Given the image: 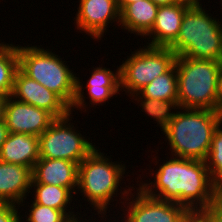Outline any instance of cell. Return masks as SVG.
<instances>
[{
  "instance_id": "obj_31",
  "label": "cell",
  "mask_w": 222,
  "mask_h": 222,
  "mask_svg": "<svg viewBox=\"0 0 222 222\" xmlns=\"http://www.w3.org/2000/svg\"><path fill=\"white\" fill-rule=\"evenodd\" d=\"M151 1L158 6H161V5H169V4L177 3L180 0H151Z\"/></svg>"
},
{
  "instance_id": "obj_8",
  "label": "cell",
  "mask_w": 222,
  "mask_h": 222,
  "mask_svg": "<svg viewBox=\"0 0 222 222\" xmlns=\"http://www.w3.org/2000/svg\"><path fill=\"white\" fill-rule=\"evenodd\" d=\"M71 115L72 112L56 118L39 136L40 158L66 159L79 164L97 147L76 130L70 122Z\"/></svg>"
},
{
  "instance_id": "obj_15",
  "label": "cell",
  "mask_w": 222,
  "mask_h": 222,
  "mask_svg": "<svg viewBox=\"0 0 222 222\" xmlns=\"http://www.w3.org/2000/svg\"><path fill=\"white\" fill-rule=\"evenodd\" d=\"M31 183L66 187L78 195V164L66 159L40 158L33 167Z\"/></svg>"
},
{
  "instance_id": "obj_11",
  "label": "cell",
  "mask_w": 222,
  "mask_h": 222,
  "mask_svg": "<svg viewBox=\"0 0 222 222\" xmlns=\"http://www.w3.org/2000/svg\"><path fill=\"white\" fill-rule=\"evenodd\" d=\"M76 17L73 18L76 28L91 38L100 40L106 35L107 25L120 24V10L117 0H79Z\"/></svg>"
},
{
  "instance_id": "obj_20",
  "label": "cell",
  "mask_w": 222,
  "mask_h": 222,
  "mask_svg": "<svg viewBox=\"0 0 222 222\" xmlns=\"http://www.w3.org/2000/svg\"><path fill=\"white\" fill-rule=\"evenodd\" d=\"M19 69L18 46L0 43V94L11 96L14 78Z\"/></svg>"
},
{
  "instance_id": "obj_19",
  "label": "cell",
  "mask_w": 222,
  "mask_h": 222,
  "mask_svg": "<svg viewBox=\"0 0 222 222\" xmlns=\"http://www.w3.org/2000/svg\"><path fill=\"white\" fill-rule=\"evenodd\" d=\"M30 188L31 190L34 188L33 193L35 194H33V201L35 203L62 210L68 217L80 215L78 211L76 212L77 214L72 210L69 211L71 209L69 205L72 204L71 202L74 199L73 196L75 197L74 193L69 188L40 183H31Z\"/></svg>"
},
{
  "instance_id": "obj_4",
  "label": "cell",
  "mask_w": 222,
  "mask_h": 222,
  "mask_svg": "<svg viewBox=\"0 0 222 222\" xmlns=\"http://www.w3.org/2000/svg\"><path fill=\"white\" fill-rule=\"evenodd\" d=\"M222 61L177 56L179 108L219 111V75Z\"/></svg>"
},
{
  "instance_id": "obj_9",
  "label": "cell",
  "mask_w": 222,
  "mask_h": 222,
  "mask_svg": "<svg viewBox=\"0 0 222 222\" xmlns=\"http://www.w3.org/2000/svg\"><path fill=\"white\" fill-rule=\"evenodd\" d=\"M135 192L136 194L131 191L130 198L124 200L125 202L119 201L123 205L121 207H124L121 215H125L120 217V222H199V219L181 204L151 197L139 187Z\"/></svg>"
},
{
  "instance_id": "obj_12",
  "label": "cell",
  "mask_w": 222,
  "mask_h": 222,
  "mask_svg": "<svg viewBox=\"0 0 222 222\" xmlns=\"http://www.w3.org/2000/svg\"><path fill=\"white\" fill-rule=\"evenodd\" d=\"M56 118L47 110L7 97L4 121L9 133L40 136Z\"/></svg>"
},
{
  "instance_id": "obj_28",
  "label": "cell",
  "mask_w": 222,
  "mask_h": 222,
  "mask_svg": "<svg viewBox=\"0 0 222 222\" xmlns=\"http://www.w3.org/2000/svg\"><path fill=\"white\" fill-rule=\"evenodd\" d=\"M219 111L222 113V65L219 75Z\"/></svg>"
},
{
  "instance_id": "obj_17",
  "label": "cell",
  "mask_w": 222,
  "mask_h": 222,
  "mask_svg": "<svg viewBox=\"0 0 222 222\" xmlns=\"http://www.w3.org/2000/svg\"><path fill=\"white\" fill-rule=\"evenodd\" d=\"M39 159V137L36 135L9 133L0 150V161L32 170Z\"/></svg>"
},
{
  "instance_id": "obj_7",
  "label": "cell",
  "mask_w": 222,
  "mask_h": 222,
  "mask_svg": "<svg viewBox=\"0 0 222 222\" xmlns=\"http://www.w3.org/2000/svg\"><path fill=\"white\" fill-rule=\"evenodd\" d=\"M130 55L120 65V90L130 97L156 77L168 72L175 65L177 57L169 47L148 45L139 47Z\"/></svg>"
},
{
  "instance_id": "obj_21",
  "label": "cell",
  "mask_w": 222,
  "mask_h": 222,
  "mask_svg": "<svg viewBox=\"0 0 222 222\" xmlns=\"http://www.w3.org/2000/svg\"><path fill=\"white\" fill-rule=\"evenodd\" d=\"M142 97L177 101V71L174 65L168 72L156 77L138 92Z\"/></svg>"
},
{
  "instance_id": "obj_3",
  "label": "cell",
  "mask_w": 222,
  "mask_h": 222,
  "mask_svg": "<svg viewBox=\"0 0 222 222\" xmlns=\"http://www.w3.org/2000/svg\"><path fill=\"white\" fill-rule=\"evenodd\" d=\"M180 109L162 130L170 146L169 155L205 161L214 132L222 123V113L208 109Z\"/></svg>"
},
{
  "instance_id": "obj_33",
  "label": "cell",
  "mask_w": 222,
  "mask_h": 222,
  "mask_svg": "<svg viewBox=\"0 0 222 222\" xmlns=\"http://www.w3.org/2000/svg\"><path fill=\"white\" fill-rule=\"evenodd\" d=\"M180 1H185V2H188V3L192 4V5L203 4V3L200 2L201 0H180Z\"/></svg>"
},
{
  "instance_id": "obj_30",
  "label": "cell",
  "mask_w": 222,
  "mask_h": 222,
  "mask_svg": "<svg viewBox=\"0 0 222 222\" xmlns=\"http://www.w3.org/2000/svg\"><path fill=\"white\" fill-rule=\"evenodd\" d=\"M136 1L139 0H117V5L121 12L128 4L134 3Z\"/></svg>"
},
{
  "instance_id": "obj_6",
  "label": "cell",
  "mask_w": 222,
  "mask_h": 222,
  "mask_svg": "<svg viewBox=\"0 0 222 222\" xmlns=\"http://www.w3.org/2000/svg\"><path fill=\"white\" fill-rule=\"evenodd\" d=\"M44 49L40 46L18 45L19 69L57 94L71 108L75 99L77 75L60 55L58 57L52 50Z\"/></svg>"
},
{
  "instance_id": "obj_14",
  "label": "cell",
  "mask_w": 222,
  "mask_h": 222,
  "mask_svg": "<svg viewBox=\"0 0 222 222\" xmlns=\"http://www.w3.org/2000/svg\"><path fill=\"white\" fill-rule=\"evenodd\" d=\"M192 4L179 1L169 5H161L157 11L152 29L144 36L152 47H169L177 38L185 12ZM151 39V40H150Z\"/></svg>"
},
{
  "instance_id": "obj_32",
  "label": "cell",
  "mask_w": 222,
  "mask_h": 222,
  "mask_svg": "<svg viewBox=\"0 0 222 222\" xmlns=\"http://www.w3.org/2000/svg\"><path fill=\"white\" fill-rule=\"evenodd\" d=\"M81 218L83 219V216L80 215L79 216H72V217H68L64 222H82L83 220H81Z\"/></svg>"
},
{
  "instance_id": "obj_1",
  "label": "cell",
  "mask_w": 222,
  "mask_h": 222,
  "mask_svg": "<svg viewBox=\"0 0 222 222\" xmlns=\"http://www.w3.org/2000/svg\"><path fill=\"white\" fill-rule=\"evenodd\" d=\"M166 159L160 162L159 169L150 170L154 182L150 178L149 183L140 180L137 186L151 197L185 206L200 219L222 198L206 162L175 156Z\"/></svg>"
},
{
  "instance_id": "obj_22",
  "label": "cell",
  "mask_w": 222,
  "mask_h": 222,
  "mask_svg": "<svg viewBox=\"0 0 222 222\" xmlns=\"http://www.w3.org/2000/svg\"><path fill=\"white\" fill-rule=\"evenodd\" d=\"M131 97L137 101V104L140 103L139 106L142 108L141 111L143 110L147 116H150L154 121H157L155 123L160 126L161 131L174 118L176 112L173 110L180 109L178 101L146 98L142 97L139 93H135Z\"/></svg>"
},
{
  "instance_id": "obj_5",
  "label": "cell",
  "mask_w": 222,
  "mask_h": 222,
  "mask_svg": "<svg viewBox=\"0 0 222 222\" xmlns=\"http://www.w3.org/2000/svg\"><path fill=\"white\" fill-rule=\"evenodd\" d=\"M202 6L192 5L185 12L179 34L169 48L177 56L222 61V22Z\"/></svg>"
},
{
  "instance_id": "obj_26",
  "label": "cell",
  "mask_w": 222,
  "mask_h": 222,
  "mask_svg": "<svg viewBox=\"0 0 222 222\" xmlns=\"http://www.w3.org/2000/svg\"><path fill=\"white\" fill-rule=\"evenodd\" d=\"M199 222H222V198L199 219Z\"/></svg>"
},
{
  "instance_id": "obj_23",
  "label": "cell",
  "mask_w": 222,
  "mask_h": 222,
  "mask_svg": "<svg viewBox=\"0 0 222 222\" xmlns=\"http://www.w3.org/2000/svg\"><path fill=\"white\" fill-rule=\"evenodd\" d=\"M205 162L212 181L222 192V123L214 132L211 148Z\"/></svg>"
},
{
  "instance_id": "obj_25",
  "label": "cell",
  "mask_w": 222,
  "mask_h": 222,
  "mask_svg": "<svg viewBox=\"0 0 222 222\" xmlns=\"http://www.w3.org/2000/svg\"><path fill=\"white\" fill-rule=\"evenodd\" d=\"M19 208L16 204L0 203V222H24L20 214L22 211L18 212Z\"/></svg>"
},
{
  "instance_id": "obj_29",
  "label": "cell",
  "mask_w": 222,
  "mask_h": 222,
  "mask_svg": "<svg viewBox=\"0 0 222 222\" xmlns=\"http://www.w3.org/2000/svg\"><path fill=\"white\" fill-rule=\"evenodd\" d=\"M7 97L0 94V121L4 120V108Z\"/></svg>"
},
{
  "instance_id": "obj_10",
  "label": "cell",
  "mask_w": 222,
  "mask_h": 222,
  "mask_svg": "<svg viewBox=\"0 0 222 222\" xmlns=\"http://www.w3.org/2000/svg\"><path fill=\"white\" fill-rule=\"evenodd\" d=\"M91 76L86 82V87L81 82L78 76H76V90H75V99L70 108V111L73 112V109L82 110V112H88V106H96L101 103H105L110 100L114 95L121 94L120 90V66L117 67L116 71H111L110 68H106L101 65L95 67L90 73ZM85 87V88H83ZM87 89L89 95V103L85 101L84 90ZM86 102V103H85ZM90 104V105H87ZM87 106V107H86ZM84 108V109H83ZM87 109V110H86Z\"/></svg>"
},
{
  "instance_id": "obj_24",
  "label": "cell",
  "mask_w": 222,
  "mask_h": 222,
  "mask_svg": "<svg viewBox=\"0 0 222 222\" xmlns=\"http://www.w3.org/2000/svg\"><path fill=\"white\" fill-rule=\"evenodd\" d=\"M30 210L27 212L28 215L23 217L27 222H64L68 216L62 211L49 206L40 205L32 201L29 206Z\"/></svg>"
},
{
  "instance_id": "obj_27",
  "label": "cell",
  "mask_w": 222,
  "mask_h": 222,
  "mask_svg": "<svg viewBox=\"0 0 222 222\" xmlns=\"http://www.w3.org/2000/svg\"><path fill=\"white\" fill-rule=\"evenodd\" d=\"M8 128L6 127L5 121H0V150L2 147V144L6 141V138L8 136Z\"/></svg>"
},
{
  "instance_id": "obj_16",
  "label": "cell",
  "mask_w": 222,
  "mask_h": 222,
  "mask_svg": "<svg viewBox=\"0 0 222 222\" xmlns=\"http://www.w3.org/2000/svg\"><path fill=\"white\" fill-rule=\"evenodd\" d=\"M31 182V168L0 161V203L24 206L31 193Z\"/></svg>"
},
{
  "instance_id": "obj_2",
  "label": "cell",
  "mask_w": 222,
  "mask_h": 222,
  "mask_svg": "<svg viewBox=\"0 0 222 222\" xmlns=\"http://www.w3.org/2000/svg\"><path fill=\"white\" fill-rule=\"evenodd\" d=\"M97 148L78 164L77 191H80L79 194L83 193L81 195L87 199L82 198V200H87L91 208L97 211V214L94 215L100 214L102 217L99 215L98 218L104 220L107 218L106 214L109 213L107 212L109 206H114L110 203L118 202V199L113 200V197H118L120 194L119 200H126L135 188L128 185L130 187L126 190L125 187L120 186L125 177L126 165L117 161L112 162L111 157H106L100 148ZM118 187L124 190L122 191ZM118 191L120 192L118 193Z\"/></svg>"
},
{
  "instance_id": "obj_13",
  "label": "cell",
  "mask_w": 222,
  "mask_h": 222,
  "mask_svg": "<svg viewBox=\"0 0 222 222\" xmlns=\"http://www.w3.org/2000/svg\"><path fill=\"white\" fill-rule=\"evenodd\" d=\"M11 97L50 112L55 118L67 116L70 107L54 92L17 70Z\"/></svg>"
},
{
  "instance_id": "obj_34",
  "label": "cell",
  "mask_w": 222,
  "mask_h": 222,
  "mask_svg": "<svg viewBox=\"0 0 222 222\" xmlns=\"http://www.w3.org/2000/svg\"><path fill=\"white\" fill-rule=\"evenodd\" d=\"M94 221H90V222H95V219H93ZM82 222H87V219H83V221ZM101 222H103V220L101 221Z\"/></svg>"
},
{
  "instance_id": "obj_18",
  "label": "cell",
  "mask_w": 222,
  "mask_h": 222,
  "mask_svg": "<svg viewBox=\"0 0 222 222\" xmlns=\"http://www.w3.org/2000/svg\"><path fill=\"white\" fill-rule=\"evenodd\" d=\"M159 6L151 0H139L128 4L120 12L119 27L144 37L153 27ZM124 27V28H123Z\"/></svg>"
}]
</instances>
